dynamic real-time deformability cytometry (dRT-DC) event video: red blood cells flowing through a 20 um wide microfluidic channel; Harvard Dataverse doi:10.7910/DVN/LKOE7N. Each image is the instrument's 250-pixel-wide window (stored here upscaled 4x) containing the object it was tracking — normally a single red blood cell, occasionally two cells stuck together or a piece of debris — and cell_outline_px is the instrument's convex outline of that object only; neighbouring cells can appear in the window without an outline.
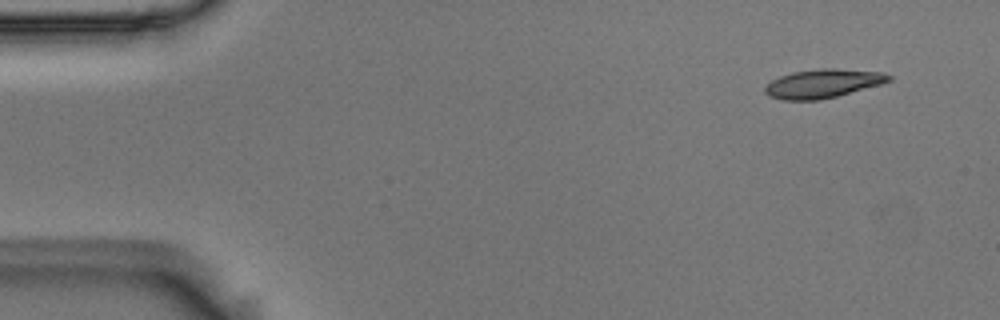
{"species": "Egyptian fruit bat (a non-hibernating species)", "species_latin": "Rousettus aegyptiacus", "temperature_condition": "room temperature", "stored_images_in_passage": 3, "camera_frame_rate_fps": 3000, "um_per_image_px": 0.085, "animal": {"sex": "male"}, "frame": {"image": 1, "passage_image": 1, "time_ms": 0.0, "image_size_px": [1000, 320], "cell_outline_px": [[892, 80], [880, 84], [836, 96], [820, 100], [784, 100], [768, 96], [764, 92], [764, 88], [772, 80], [780, 76], [792, 72], [820, 68], [832, 68], [884, 72], [892, 76]], "centroid_in_image_um": [69.93, 7.09], "position_along_channel_um": 15.1, "area_um2": 20.69}}